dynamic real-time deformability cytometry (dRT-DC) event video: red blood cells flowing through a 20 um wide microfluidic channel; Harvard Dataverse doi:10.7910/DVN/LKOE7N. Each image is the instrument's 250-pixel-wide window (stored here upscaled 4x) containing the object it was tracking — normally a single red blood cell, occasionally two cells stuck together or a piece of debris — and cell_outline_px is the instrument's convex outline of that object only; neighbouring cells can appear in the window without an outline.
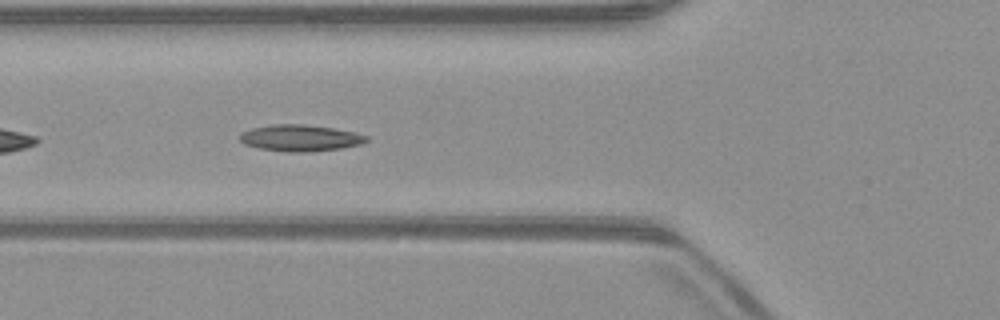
{"species": "common noctule bat (a hibernating species)", "species_latin": "Nyctalus noctula", "temperature_condition": "warm", "stored_images_in_passage": 37, "camera_frame_rate_fps": 3000, "um_per_image_px": 0.085, "animal": {"sex": "male", "body_mass_g": 23.1, "forearm_length_mm": 52.7}, "frame": {"image": 1, "passage_image": 5, "time_ms": 1.333, "image_size_px": [1000, 320], "cell_outline_px": [[368, 140], [360, 144], [340, 148], [308, 152], [288, 152], [260, 148], [244, 144], [240, 140], [240, 132], [252, 128], [272, 124], [300, 124], [332, 128], [352, 132], [368, 136]], "centroid_in_image_um": [25.48, 11.73], "position_along_channel_um": 100.3, "area_um2": 19.31}}
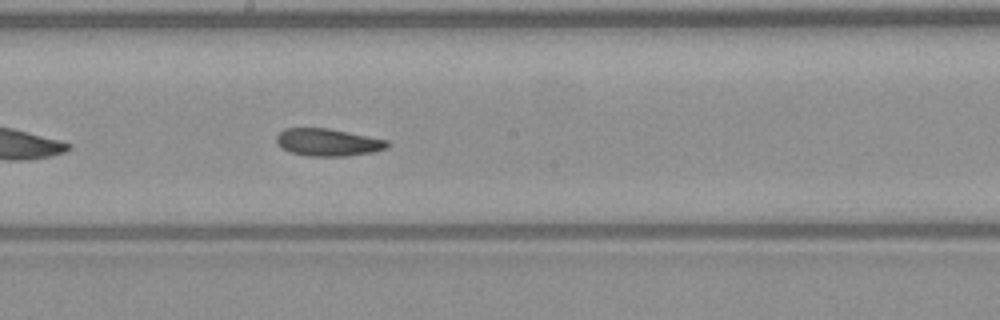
{"frame": {"image": 2, "passage_image": 14, "time_ms": 4.333, "image_size_px": [1000, 320], "cell_outline_px": [[388, 148], [372, 152], [344, 156], [308, 156], [288, 152], [276, 144], [276, 136], [284, 128], [328, 128], [388, 140]], "centroid_in_image_um": [27.83, 12.1], "position_along_channel_um": 220.4, "area_um2": 17.74}}
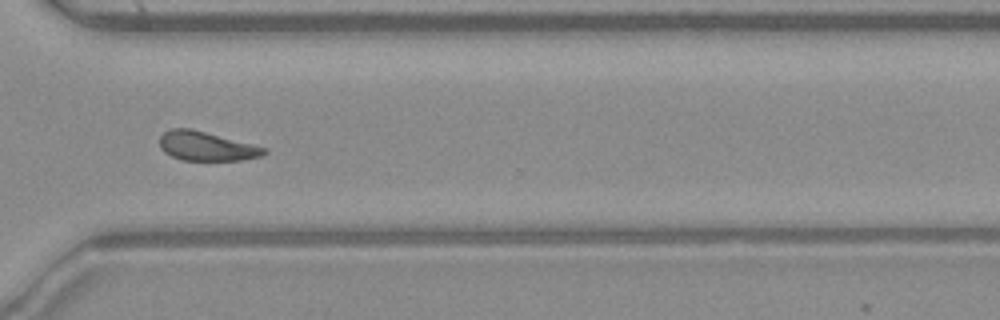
{"frame": {"image": 3, "passage_image": 24, "time_ms": 7.667, "image_size_px": [1000, 320], "cell_outline_px": [[268, 152], [260, 156], [240, 160], [184, 160], [172, 156], [164, 152], [160, 148], [160, 136], [168, 128], [192, 128], [268, 148]], "centroid_in_image_um": [17.54, 12.41], "position_along_channel_um": 353.1, "area_um2": 17.8}, "authors_computed_cell_mechanics": {"area_um2": 18.2648, "velocity_mm_per_s": 3.9861, "shape_relaxation_time_tau1_ms": null, "shape_relaxation_time_tau2_ms": 6.6373, "deformation_change_tau1": null, "deformation_change_tau2": 0.1377}}